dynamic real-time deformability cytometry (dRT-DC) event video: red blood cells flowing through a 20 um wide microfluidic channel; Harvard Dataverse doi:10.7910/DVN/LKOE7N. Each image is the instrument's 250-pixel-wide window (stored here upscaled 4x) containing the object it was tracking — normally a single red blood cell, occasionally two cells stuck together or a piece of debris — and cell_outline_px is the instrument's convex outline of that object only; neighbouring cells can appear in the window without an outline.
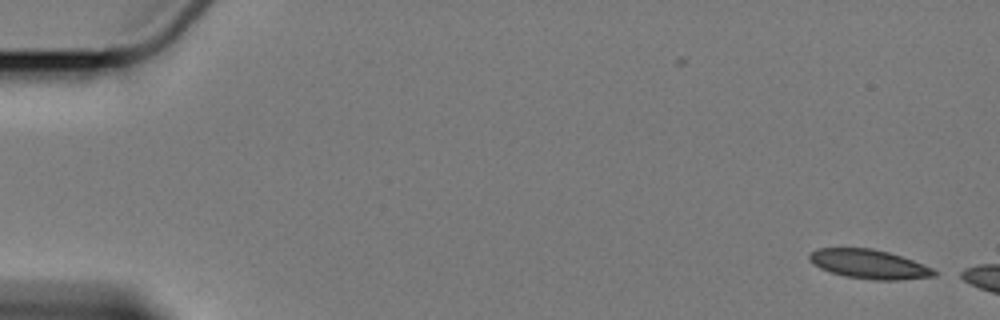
{"species": "Egyptian fruit bat (a non-hibernating species)", "species_latin": "Rousettus aegyptiacus", "temperature_condition": "cold", "stored_images_in_passage": 5, "camera_frame_rate_fps": 3000, "um_per_image_px": 0.085, "animal": {"sex": "female"}, "frame": {"image": 1, "passage_image": 1, "time_ms": 0.0, "image_size_px": [1000, 320], "cell_outline_px": [[936, 276], [896, 280], [876, 280], [844, 276], [820, 268], [812, 264], [808, 260], [808, 256], [816, 248], [872, 248], [888, 252], [912, 260], [932, 268], [936, 272]], "centroid_in_image_um": [73.83, 22.45], "position_along_channel_um": 11.2, "area_um2": 21.04}}